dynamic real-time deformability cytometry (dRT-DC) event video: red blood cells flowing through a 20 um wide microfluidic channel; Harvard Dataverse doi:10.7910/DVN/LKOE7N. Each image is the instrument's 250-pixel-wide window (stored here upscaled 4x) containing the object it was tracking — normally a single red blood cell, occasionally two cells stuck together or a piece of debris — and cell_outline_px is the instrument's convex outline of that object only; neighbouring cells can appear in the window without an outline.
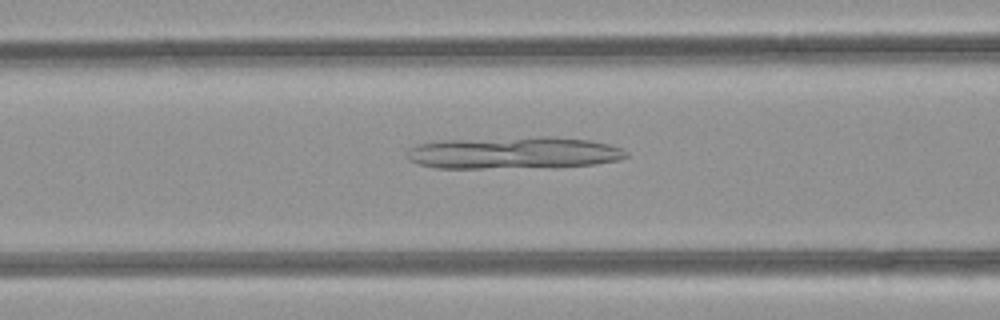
{"species": "common noctule bat (a hibernating species)", "species_latin": "Nyctalus noctula", "temperature_condition": "room temperature", "stored_images_in_passage": 49, "camera_frame_rate_fps": 3000, "um_per_image_px": 0.085, "animal": {"sex": "female", "body_mass_g": 21.9}, "frame": {"image": 1, "passage_image": 20, "time_ms": 6.333, "image_size_px": [1000, 320], "cell_outline_px": [[628, 156], [620, 160], [596, 164], [480, 168], [436, 168], [420, 164], [408, 160], [408, 148], [416, 144], [444, 140], [544, 136], [548, 136], [592, 140], [608, 144], [620, 148], [628, 152]], "centroid_in_image_um": [43.65, 12.97], "position_along_channel_um": 123.0, "area_um2": 40.58}}
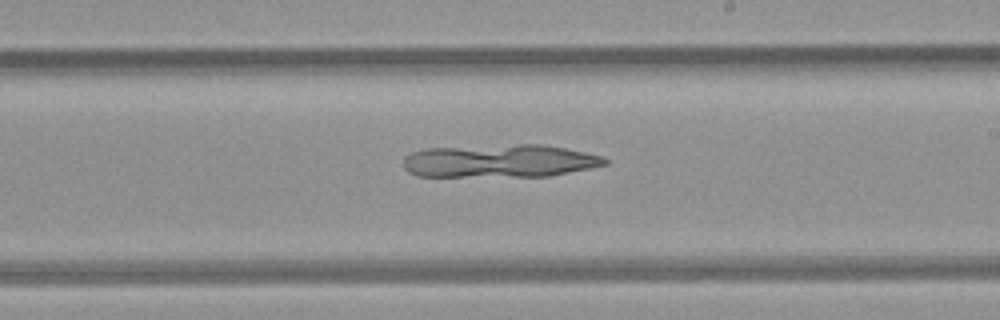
{"frame": {"image": 2, "passage_image": 29, "time_ms": 9.333, "image_size_px": [1000, 320], "cell_outline_px": [[608, 164], [548, 176], [420, 176], [408, 172], [404, 168], [404, 156], [412, 152], [428, 148], [520, 144], [540, 144], [564, 148], [604, 156], [608, 160]], "centroid_in_image_um": [42.47, 13.68], "position_along_channel_um": 246.5, "area_um2": 38.55}}
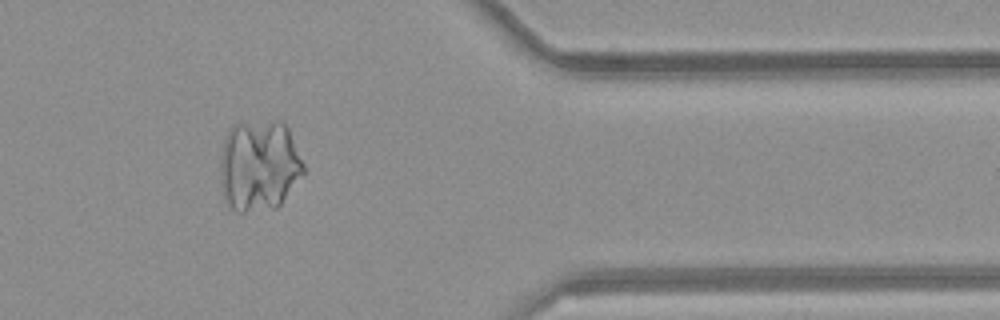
{"frame": {"image": 3, "passage_image": 41, "time_ms": 13.333, "image_size_px": [1000, 320], "cell_outline_px": [[304, 176], [280, 204], [276, 208], [244, 212], [236, 212], [228, 208], [224, 200], [220, 180], [220, 160], [224, 136], [236, 124], [272, 120], [284, 120], [288, 128], [304, 164]], "centroid_in_image_um": [22.02, 14.09], "position_along_channel_um": 389.4, "area_um2": 45.08}}